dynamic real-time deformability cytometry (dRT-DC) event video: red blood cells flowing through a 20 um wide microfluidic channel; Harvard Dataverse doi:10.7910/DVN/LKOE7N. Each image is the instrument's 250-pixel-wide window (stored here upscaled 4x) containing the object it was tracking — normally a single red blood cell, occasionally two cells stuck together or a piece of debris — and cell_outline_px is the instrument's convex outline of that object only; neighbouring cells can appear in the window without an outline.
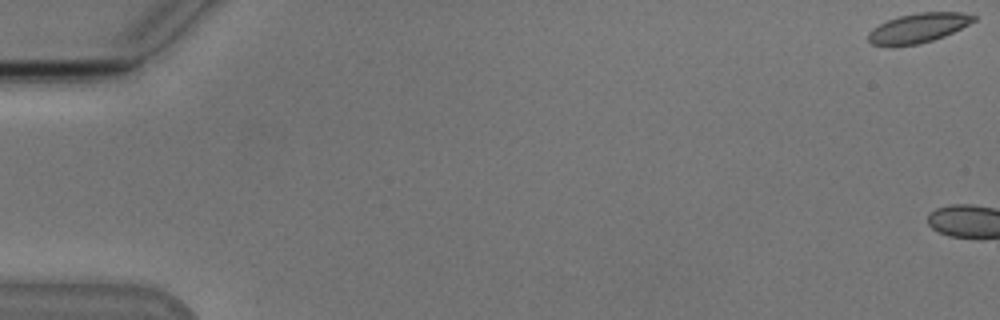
{"species": "Egyptian fruit bat (a non-hibernating species)", "species_latin": "Rousettus aegyptiacus", "temperature_condition": "cold", "stored_images_in_passage": 4, "camera_frame_rate_fps": 3000, "um_per_image_px": 0.085, "animal": {"sex": "male"}, "frame": {"image": 1, "passage_image": 1, "time_ms": 0.0, "image_size_px": [1000, 320], "cell_outline_px": [[976, 20], [944, 36], [920, 44], [892, 48], [872, 44], [868, 40], [868, 32], [872, 28], [888, 20], [900, 16], [920, 12], [964, 12], [976, 16]], "centroid_in_image_um": [78.0, 2.41], "position_along_channel_um": 7.0, "area_um2": 18.32}}